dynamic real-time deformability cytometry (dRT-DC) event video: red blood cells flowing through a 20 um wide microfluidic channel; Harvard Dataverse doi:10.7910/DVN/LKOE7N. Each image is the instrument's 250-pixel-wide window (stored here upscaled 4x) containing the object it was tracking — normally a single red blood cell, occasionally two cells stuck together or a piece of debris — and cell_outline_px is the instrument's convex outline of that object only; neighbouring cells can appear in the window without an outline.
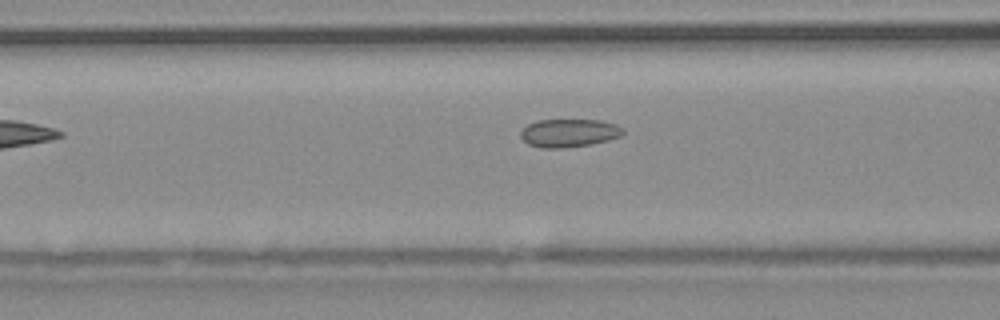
{"species": "common noctule bat (a hibernating species)", "species_latin": "Nyctalus noctula", "temperature_condition": "warm", "stored_images_in_passage": 37, "camera_frame_rate_fps": 3000, "um_per_image_px": 0.085, "animal": {"sex": "male", "body_mass_g": 20.4}, "frame": {"image": 1, "passage_image": 5, "time_ms": 1.333, "image_size_px": [1000, 320], "cell_outline_px": [[624, 132], [620, 136], [608, 140], [592, 144], [564, 148], [540, 148], [528, 144], [520, 136], [520, 132], [528, 124], [536, 120], [600, 120], [616, 124], [624, 128]], "centroid_in_image_um": [48.37, 11.3], "position_along_channel_um": 118.2, "area_um2": 16.88}}
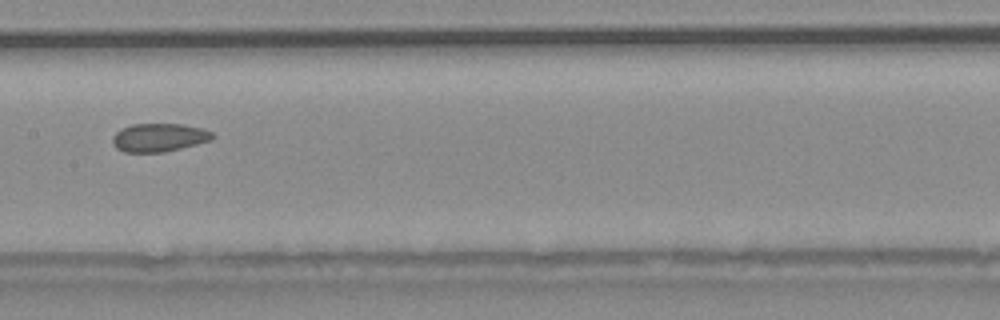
{"frame": {"image": 2, "passage_image": 11, "time_ms": 3.333, "image_size_px": [1000, 320], "cell_outline_px": [[216, 136], [212, 140], [164, 152], [124, 152], [116, 148], [112, 144], [112, 136], [120, 128], [132, 124], [184, 124], [204, 128], [212, 132]], "centroid_in_image_um": [13.52, 11.68], "position_along_channel_um": 193.9, "area_um2": 16.7}}
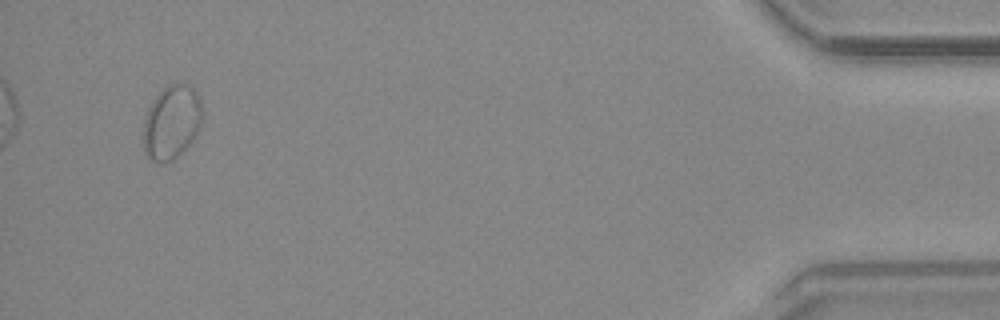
{"frame": {"image": 3, "passage_image": 35, "time_ms": 11.333, "image_size_px": [1000, 320], "cell_outline_px": [[200, 124], [192, 140], [172, 160], [164, 164], [160, 164], [152, 160], [148, 156], [144, 148], [140, 136], [140, 132], [144, 116], [148, 108], [156, 96], [168, 84], [188, 84], [196, 92], [200, 100]], "centroid_in_image_um": [14.5, 10.41], "position_along_channel_um": 420.7, "area_um2": 25.32}, "authors_computed_cell_mechanics": {"area_um2": 17.34, "velocity_mm_per_s": 3.7879, "shape_relaxation_time_tau1_ms": null, "shape_relaxation_time_tau2_ms": 1.4218, "deformation_change_tau1": null, "deformation_change_tau2": 0.0485}}